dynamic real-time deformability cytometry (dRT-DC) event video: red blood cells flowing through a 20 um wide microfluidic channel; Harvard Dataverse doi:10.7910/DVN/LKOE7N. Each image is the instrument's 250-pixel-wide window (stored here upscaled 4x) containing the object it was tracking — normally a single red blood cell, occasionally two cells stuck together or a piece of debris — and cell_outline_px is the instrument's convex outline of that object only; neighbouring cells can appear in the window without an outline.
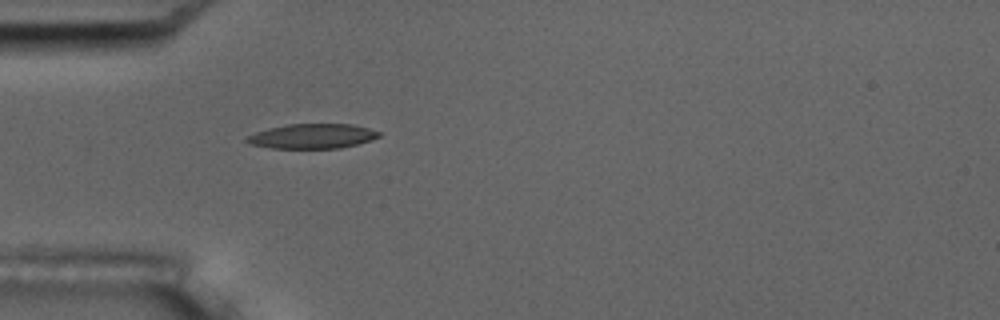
{"species": "common noctule bat (a hibernating species)", "species_latin": "Nyctalus noctula", "temperature_condition": "room temperature", "stored_images_in_passage": 1, "camera_frame_rate_fps": 3000, "um_per_image_px": 0.085, "animal": {"sex": "male", "body_mass_g": 17.5, "forearm_length_mm": 52.3}, "frame": {"image": 1, "passage_image": 1, "time_ms": 0.0, "image_size_px": [1000, 320], "cell_outline_px": [[380, 136], [372, 140], [340, 148], [272, 148], [248, 144], [244, 140], [248, 136], [256, 132], [268, 128], [288, 124], [352, 124], [368, 128], [380, 132]], "centroid_in_image_um": [26.53, 11.57], "position_along_channel_um": 58.5, "area_um2": 19.02}}